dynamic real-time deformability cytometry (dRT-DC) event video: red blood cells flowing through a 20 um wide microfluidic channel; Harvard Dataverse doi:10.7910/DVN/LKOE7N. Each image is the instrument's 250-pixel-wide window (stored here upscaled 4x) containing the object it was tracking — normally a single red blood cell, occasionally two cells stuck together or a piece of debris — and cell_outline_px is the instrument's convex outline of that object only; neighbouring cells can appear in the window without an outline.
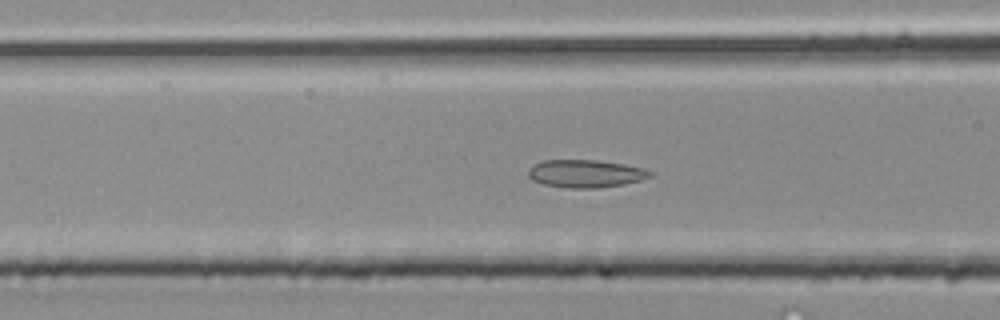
{"species": "common noctule bat (a hibernating species)", "species_latin": "Nyctalus noctula", "temperature_condition": "room temperature", "stored_images_in_passage": 44, "segment_of_instrument_passage": [2, 2], "camera_frame_rate_fps": 3000, "um_per_image_px": 0.085, "animal": {"sex": "male", "body_mass_g": 20.4}, "frame": {"image": 1, "passage_image": 17, "time_ms": 5.333, "image_size_px": [1000, 320], "cell_outline_px": [[656, 172], [652, 176], [640, 180], [624, 184], [596, 188], [564, 188], [544, 184], [532, 180], [528, 176], [528, 168], [532, 164], [544, 160], [596, 160], [624, 164], [644, 168]], "centroid_in_image_um": [49.77, 14.75], "position_along_channel_um": 116.8, "area_um2": 19.94}}
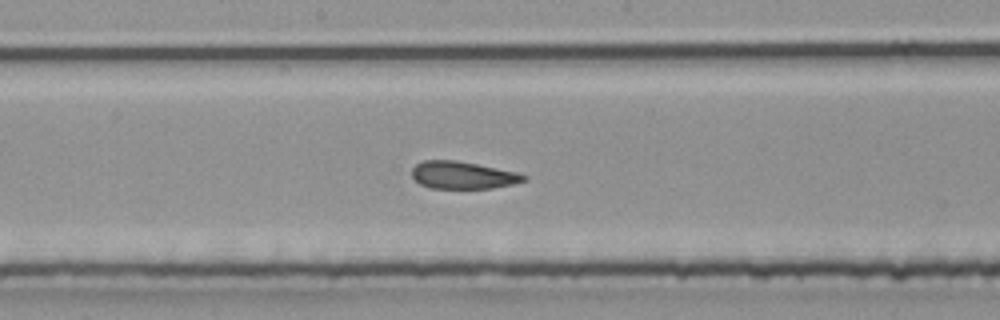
{"frame": {"image": 2, "passage_image": 23, "time_ms": 7.333, "image_size_px": [1000, 320], "cell_outline_px": [[528, 180], [512, 184], [492, 188], [428, 188], [420, 184], [412, 176], [412, 168], [416, 164], [424, 160], [456, 160], [516, 172], [528, 176]], "centroid_in_image_um": [39.33, 14.89], "position_along_channel_um": 208.9, "area_um2": 17.8}}
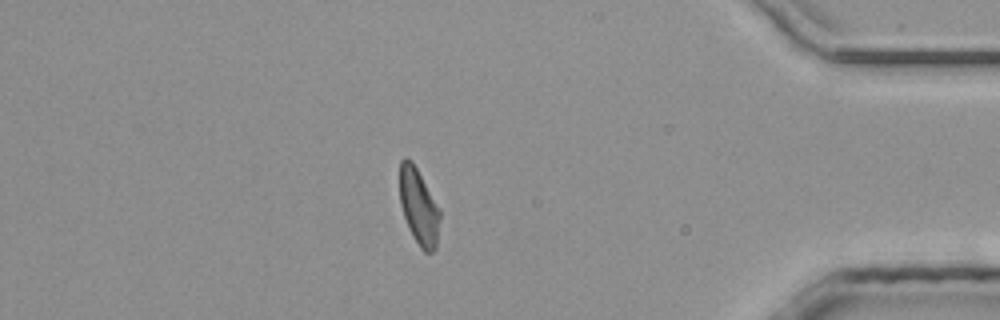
{"frame": {"image": 3, "passage_image": 38, "time_ms": 12.333, "image_size_px": [1000, 320], "cell_outline_px": [[440, 216], [436, 248], [432, 252], [424, 252], [420, 248], [404, 216], [400, 204], [400, 160], [404, 156], [412, 160], [440, 212]], "centroid_in_image_um": [35.58, 17.56], "position_along_channel_um": 399.6, "area_um2": 17.28}}